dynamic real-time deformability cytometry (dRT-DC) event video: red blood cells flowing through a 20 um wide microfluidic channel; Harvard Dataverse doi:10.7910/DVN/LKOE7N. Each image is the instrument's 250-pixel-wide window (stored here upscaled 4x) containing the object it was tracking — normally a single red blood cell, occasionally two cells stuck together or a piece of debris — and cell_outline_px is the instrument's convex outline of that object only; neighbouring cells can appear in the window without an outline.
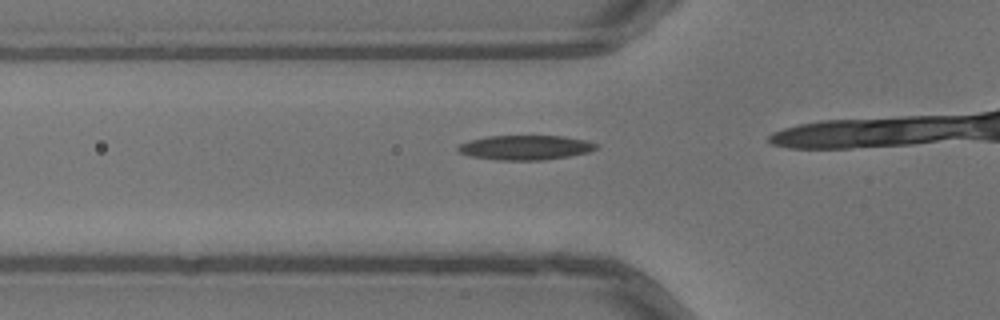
{"species": "common noctule bat (a hibernating species)", "species_latin": "Nyctalus noctula", "temperature_condition": "warm", "stored_images_in_passage": 7, "camera_frame_rate_fps": 3000, "um_per_image_px": 0.085, "animal": {"sex": "male", "body_mass_g": 13.3}, "frame": {"image": 1, "passage_image": 3, "time_ms": 0.667, "image_size_px": [1000, 320], "cell_outline_px": [[596, 148], [588, 152], [568, 156], [544, 160], [496, 160], [472, 156], [456, 152], [456, 148], [460, 144], [468, 140], [488, 136], [560, 136], [588, 140], [596, 144]], "centroid_in_image_um": [44.6, 12.54], "position_along_channel_um": 81.2, "area_um2": 19.77}}
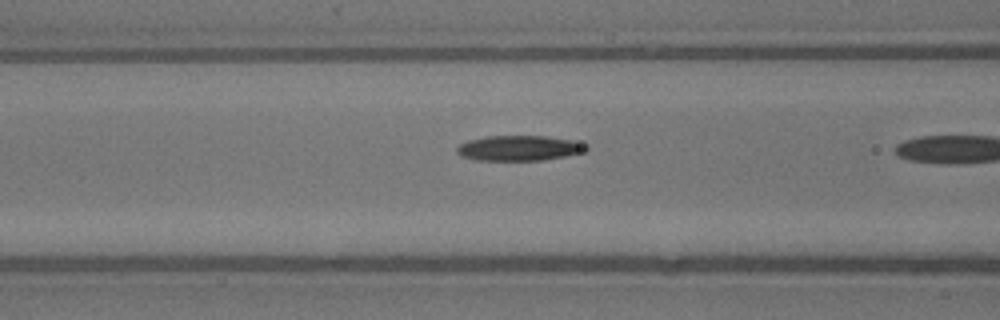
{"frame": {"image": 2, "passage_image": 6, "time_ms": 1.667, "image_size_px": [1000, 320], "cell_outline_px": [[588, 148], [584, 152], [544, 160], [476, 160], [460, 156], [456, 152], [456, 148], [460, 144], [468, 140], [484, 136], [548, 136], [572, 140], [588, 144]], "centroid_in_image_um": [44.12, 12.58], "position_along_channel_um": 122.5, "area_um2": 19.13}}